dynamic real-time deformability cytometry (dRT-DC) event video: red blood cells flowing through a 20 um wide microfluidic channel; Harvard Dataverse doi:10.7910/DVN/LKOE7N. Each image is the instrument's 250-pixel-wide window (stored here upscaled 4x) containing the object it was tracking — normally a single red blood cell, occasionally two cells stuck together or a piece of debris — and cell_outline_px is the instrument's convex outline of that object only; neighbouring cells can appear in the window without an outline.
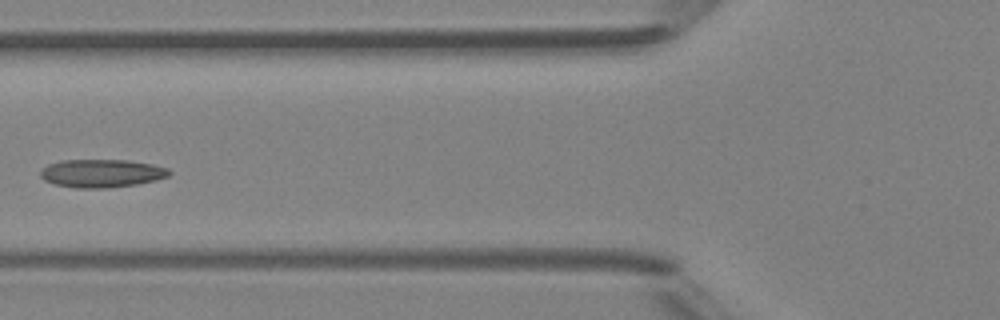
{"species": "Egyptian fruit bat (a non-hibernating species)", "species_latin": "Rousettus aegyptiacus", "temperature_condition": "room temperature", "stored_images_in_passage": 5, "camera_frame_rate_fps": 3000, "um_per_image_px": 0.085, "animal": {"sex": "female"}, "frame": {"image": 1, "passage_image": 5, "time_ms": 5.333, "image_size_px": [1000, 320], "cell_outline_px": [[172, 172], [168, 176], [156, 180], [136, 184], [108, 188], [76, 188], [56, 184], [44, 180], [40, 176], [40, 172], [48, 164], [60, 160], [128, 160], [152, 164], [168, 168]], "centroid_in_image_um": [8.65, 14.73], "position_along_channel_um": 117.2, "area_um2": 21.1}}